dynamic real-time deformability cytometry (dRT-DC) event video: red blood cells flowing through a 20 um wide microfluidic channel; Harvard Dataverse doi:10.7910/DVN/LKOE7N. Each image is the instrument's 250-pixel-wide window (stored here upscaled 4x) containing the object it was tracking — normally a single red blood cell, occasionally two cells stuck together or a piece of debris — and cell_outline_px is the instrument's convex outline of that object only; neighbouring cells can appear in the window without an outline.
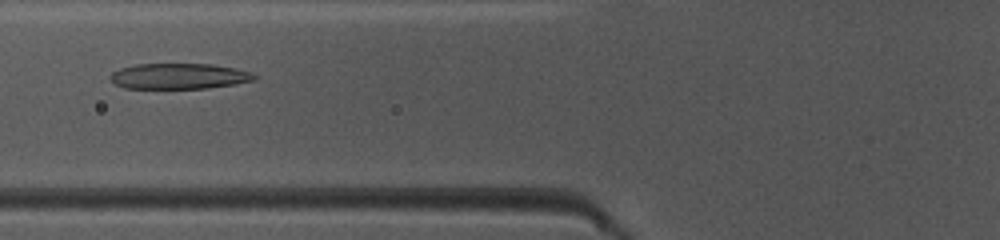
{"species": "common noctule bat (a hibernating species)", "species_latin": "Nyctalus noctula", "temperature_condition": "warm", "stored_images_in_passage": 42, "camera_frame_rate_fps": 3000, "um_per_image_px": 0.085, "animal": {"sex": "female", "body_mass_g": 10.0, "forearm_length_mm": 53.1}, "frame": {"image": 1, "passage_image": 19, "time_ms": 6.0, "image_size_px": [1000, 240], "cell_outline_px": [[256, 80], [236, 84], [208, 88], [124, 88], [116, 84], [108, 76], [112, 72], [120, 68], [136, 64], [212, 64], [236, 68], [252, 72], [256, 76]], "centroid_in_image_um": [15.24, 6.47], "position_along_channel_um": 110.6, "area_um2": 21.62}}
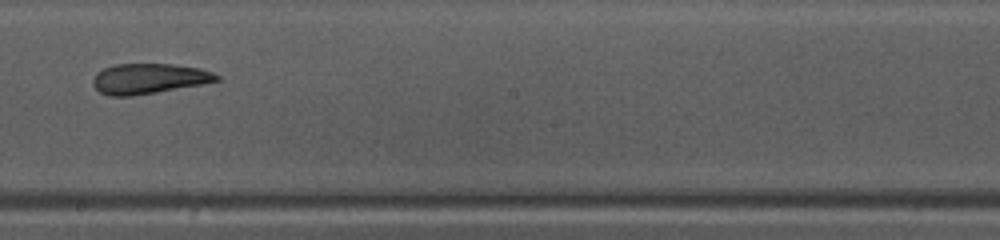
{"frame": {"image": 2, "passage_image": 28, "time_ms": 9.0, "image_size_px": [1000, 240], "cell_outline_px": [[220, 80], [200, 84], [156, 92], [132, 96], [108, 96], [100, 92], [92, 84], [92, 80], [96, 72], [104, 68], [116, 64], [172, 64], [200, 68], [212, 72], [220, 76]], "centroid_in_image_um": [12.62, 6.68], "position_along_channel_um": 235.6, "area_um2": 21.73}}
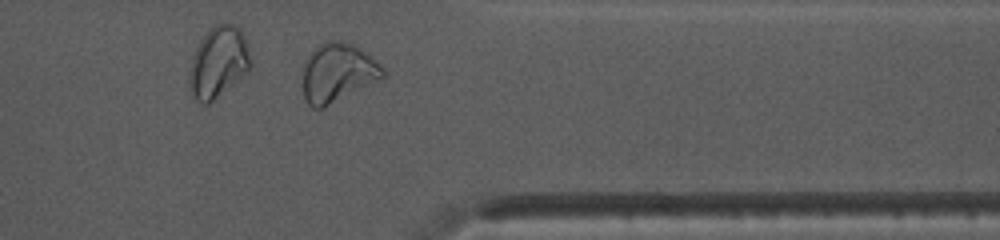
{"frame": {"image": 3, "passage_image": 39, "time_ms": 12.667, "image_size_px": [1000, 240], "cell_outline_px": [[384, 80], [324, 108], [312, 108], [304, 100], [304, 60], [324, 40], [336, 40], [352, 44], [360, 48], [372, 56], [384, 68]], "centroid_in_image_um": [28.76, 6.21], "position_along_channel_um": 382.6, "area_um2": 28.03}, "authors_computed_cell_mechanics": {"area_um2": 23.4668, "velocity_mm_per_s": 4.1453, "shape_relaxation_time_tau1_ms": 7.6571, "shape_relaxation_time_tau2_ms": 1.7388, "deformation_change_tau1": 0.2227, "deformation_change_tau2": 0.1104}}